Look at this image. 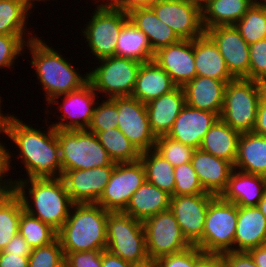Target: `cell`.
Masks as SVG:
<instances>
[{
    "mask_svg": "<svg viewBox=\"0 0 266 267\" xmlns=\"http://www.w3.org/2000/svg\"><path fill=\"white\" fill-rule=\"evenodd\" d=\"M258 208L266 217V191L264 192L262 199L258 203Z\"/></svg>",
    "mask_w": 266,
    "mask_h": 267,
    "instance_id": "obj_60",
    "label": "cell"
},
{
    "mask_svg": "<svg viewBox=\"0 0 266 267\" xmlns=\"http://www.w3.org/2000/svg\"><path fill=\"white\" fill-rule=\"evenodd\" d=\"M128 16L129 20L147 36L154 53L180 40L171 27L160 21L150 6L131 9Z\"/></svg>",
    "mask_w": 266,
    "mask_h": 267,
    "instance_id": "obj_30",
    "label": "cell"
},
{
    "mask_svg": "<svg viewBox=\"0 0 266 267\" xmlns=\"http://www.w3.org/2000/svg\"><path fill=\"white\" fill-rule=\"evenodd\" d=\"M266 191V177L234 169L220 197L240 207L258 206Z\"/></svg>",
    "mask_w": 266,
    "mask_h": 267,
    "instance_id": "obj_25",
    "label": "cell"
},
{
    "mask_svg": "<svg viewBox=\"0 0 266 267\" xmlns=\"http://www.w3.org/2000/svg\"><path fill=\"white\" fill-rule=\"evenodd\" d=\"M18 233L25 238L31 248L48 245L57 238L55 229L26 211L21 214Z\"/></svg>",
    "mask_w": 266,
    "mask_h": 267,
    "instance_id": "obj_37",
    "label": "cell"
},
{
    "mask_svg": "<svg viewBox=\"0 0 266 267\" xmlns=\"http://www.w3.org/2000/svg\"><path fill=\"white\" fill-rule=\"evenodd\" d=\"M185 105L184 90L178 86L146 104L149 126L156 138L168 135Z\"/></svg>",
    "mask_w": 266,
    "mask_h": 267,
    "instance_id": "obj_22",
    "label": "cell"
},
{
    "mask_svg": "<svg viewBox=\"0 0 266 267\" xmlns=\"http://www.w3.org/2000/svg\"><path fill=\"white\" fill-rule=\"evenodd\" d=\"M108 213L96 203L73 204L69 217L57 231L63 252L105 251Z\"/></svg>",
    "mask_w": 266,
    "mask_h": 267,
    "instance_id": "obj_4",
    "label": "cell"
},
{
    "mask_svg": "<svg viewBox=\"0 0 266 267\" xmlns=\"http://www.w3.org/2000/svg\"><path fill=\"white\" fill-rule=\"evenodd\" d=\"M254 0H206L201 4L204 30L235 25L253 5Z\"/></svg>",
    "mask_w": 266,
    "mask_h": 267,
    "instance_id": "obj_31",
    "label": "cell"
},
{
    "mask_svg": "<svg viewBox=\"0 0 266 267\" xmlns=\"http://www.w3.org/2000/svg\"><path fill=\"white\" fill-rule=\"evenodd\" d=\"M190 162L203 189L207 193L220 196L227 186L234 165L200 149L194 150Z\"/></svg>",
    "mask_w": 266,
    "mask_h": 267,
    "instance_id": "obj_21",
    "label": "cell"
},
{
    "mask_svg": "<svg viewBox=\"0 0 266 267\" xmlns=\"http://www.w3.org/2000/svg\"><path fill=\"white\" fill-rule=\"evenodd\" d=\"M106 250L133 264L147 261L143 223L124 212H109Z\"/></svg>",
    "mask_w": 266,
    "mask_h": 267,
    "instance_id": "obj_7",
    "label": "cell"
},
{
    "mask_svg": "<svg viewBox=\"0 0 266 267\" xmlns=\"http://www.w3.org/2000/svg\"><path fill=\"white\" fill-rule=\"evenodd\" d=\"M47 133L23 123L14 116L8 137L19 148V159L25 166L27 179L62 176L57 130L49 125Z\"/></svg>",
    "mask_w": 266,
    "mask_h": 267,
    "instance_id": "obj_1",
    "label": "cell"
},
{
    "mask_svg": "<svg viewBox=\"0 0 266 267\" xmlns=\"http://www.w3.org/2000/svg\"><path fill=\"white\" fill-rule=\"evenodd\" d=\"M171 195L145 181L133 194L124 213L143 222L170 209Z\"/></svg>",
    "mask_w": 266,
    "mask_h": 267,
    "instance_id": "obj_29",
    "label": "cell"
},
{
    "mask_svg": "<svg viewBox=\"0 0 266 267\" xmlns=\"http://www.w3.org/2000/svg\"><path fill=\"white\" fill-rule=\"evenodd\" d=\"M248 253L258 267H266V244L250 249Z\"/></svg>",
    "mask_w": 266,
    "mask_h": 267,
    "instance_id": "obj_56",
    "label": "cell"
},
{
    "mask_svg": "<svg viewBox=\"0 0 266 267\" xmlns=\"http://www.w3.org/2000/svg\"><path fill=\"white\" fill-rule=\"evenodd\" d=\"M261 97L266 101V80L260 81Z\"/></svg>",
    "mask_w": 266,
    "mask_h": 267,
    "instance_id": "obj_61",
    "label": "cell"
},
{
    "mask_svg": "<svg viewBox=\"0 0 266 267\" xmlns=\"http://www.w3.org/2000/svg\"><path fill=\"white\" fill-rule=\"evenodd\" d=\"M142 223L149 259L157 260L162 256L182 252L191 246L182 235L170 209L161 211Z\"/></svg>",
    "mask_w": 266,
    "mask_h": 267,
    "instance_id": "obj_11",
    "label": "cell"
},
{
    "mask_svg": "<svg viewBox=\"0 0 266 267\" xmlns=\"http://www.w3.org/2000/svg\"><path fill=\"white\" fill-rule=\"evenodd\" d=\"M102 267H133V263L125 261L105 250L102 251Z\"/></svg>",
    "mask_w": 266,
    "mask_h": 267,
    "instance_id": "obj_55",
    "label": "cell"
},
{
    "mask_svg": "<svg viewBox=\"0 0 266 267\" xmlns=\"http://www.w3.org/2000/svg\"><path fill=\"white\" fill-rule=\"evenodd\" d=\"M24 211L22 200L15 191L0 193V252L18 233Z\"/></svg>",
    "mask_w": 266,
    "mask_h": 267,
    "instance_id": "obj_34",
    "label": "cell"
},
{
    "mask_svg": "<svg viewBox=\"0 0 266 267\" xmlns=\"http://www.w3.org/2000/svg\"><path fill=\"white\" fill-rule=\"evenodd\" d=\"M228 82L197 75L182 87L186 104L195 109L220 115Z\"/></svg>",
    "mask_w": 266,
    "mask_h": 267,
    "instance_id": "obj_23",
    "label": "cell"
},
{
    "mask_svg": "<svg viewBox=\"0 0 266 267\" xmlns=\"http://www.w3.org/2000/svg\"><path fill=\"white\" fill-rule=\"evenodd\" d=\"M214 197L213 194L171 196L170 210L191 246H196L202 240L207 209Z\"/></svg>",
    "mask_w": 266,
    "mask_h": 267,
    "instance_id": "obj_15",
    "label": "cell"
},
{
    "mask_svg": "<svg viewBox=\"0 0 266 267\" xmlns=\"http://www.w3.org/2000/svg\"><path fill=\"white\" fill-rule=\"evenodd\" d=\"M178 87L197 76L194 56V39L179 40L155 52L154 59Z\"/></svg>",
    "mask_w": 266,
    "mask_h": 267,
    "instance_id": "obj_19",
    "label": "cell"
},
{
    "mask_svg": "<svg viewBox=\"0 0 266 267\" xmlns=\"http://www.w3.org/2000/svg\"><path fill=\"white\" fill-rule=\"evenodd\" d=\"M195 67L198 76L210 77L221 81H232L225 60L214 41L204 33L194 39Z\"/></svg>",
    "mask_w": 266,
    "mask_h": 267,
    "instance_id": "obj_28",
    "label": "cell"
},
{
    "mask_svg": "<svg viewBox=\"0 0 266 267\" xmlns=\"http://www.w3.org/2000/svg\"><path fill=\"white\" fill-rule=\"evenodd\" d=\"M98 94L88 82L81 89L61 95L63 111L61 121L51 124L56 130H82L87 129L93 116ZM64 96V97H63ZM97 96V97H96Z\"/></svg>",
    "mask_w": 266,
    "mask_h": 267,
    "instance_id": "obj_18",
    "label": "cell"
},
{
    "mask_svg": "<svg viewBox=\"0 0 266 267\" xmlns=\"http://www.w3.org/2000/svg\"><path fill=\"white\" fill-rule=\"evenodd\" d=\"M150 7L181 40H193L205 33L201 4L196 0H157Z\"/></svg>",
    "mask_w": 266,
    "mask_h": 267,
    "instance_id": "obj_13",
    "label": "cell"
},
{
    "mask_svg": "<svg viewBox=\"0 0 266 267\" xmlns=\"http://www.w3.org/2000/svg\"><path fill=\"white\" fill-rule=\"evenodd\" d=\"M205 33L217 45L230 74L235 79H248L249 44L241 37L235 25L212 27L206 29Z\"/></svg>",
    "mask_w": 266,
    "mask_h": 267,
    "instance_id": "obj_16",
    "label": "cell"
},
{
    "mask_svg": "<svg viewBox=\"0 0 266 267\" xmlns=\"http://www.w3.org/2000/svg\"><path fill=\"white\" fill-rule=\"evenodd\" d=\"M1 142V141H0ZM11 154L9 150L4 146V144L0 143V191L1 192H11L15 190L16 187V180L9 179L6 180L5 175L8 174V170H11L12 167L10 165L11 161ZM5 178L2 180V178ZM2 182V183H1Z\"/></svg>",
    "mask_w": 266,
    "mask_h": 267,
    "instance_id": "obj_48",
    "label": "cell"
},
{
    "mask_svg": "<svg viewBox=\"0 0 266 267\" xmlns=\"http://www.w3.org/2000/svg\"><path fill=\"white\" fill-rule=\"evenodd\" d=\"M102 2L96 6L92 18L82 31L89 50L97 60L116 55L120 31L129 20L128 12L113 8L107 1Z\"/></svg>",
    "mask_w": 266,
    "mask_h": 267,
    "instance_id": "obj_9",
    "label": "cell"
},
{
    "mask_svg": "<svg viewBox=\"0 0 266 267\" xmlns=\"http://www.w3.org/2000/svg\"><path fill=\"white\" fill-rule=\"evenodd\" d=\"M64 261L63 248L56 238L48 245L32 248L28 267H65Z\"/></svg>",
    "mask_w": 266,
    "mask_h": 267,
    "instance_id": "obj_42",
    "label": "cell"
},
{
    "mask_svg": "<svg viewBox=\"0 0 266 267\" xmlns=\"http://www.w3.org/2000/svg\"><path fill=\"white\" fill-rule=\"evenodd\" d=\"M154 150L176 167L190 162L195 149L166 135L156 138Z\"/></svg>",
    "mask_w": 266,
    "mask_h": 267,
    "instance_id": "obj_40",
    "label": "cell"
},
{
    "mask_svg": "<svg viewBox=\"0 0 266 267\" xmlns=\"http://www.w3.org/2000/svg\"><path fill=\"white\" fill-rule=\"evenodd\" d=\"M114 166L67 170L63 179L74 204L97 203L112 175Z\"/></svg>",
    "mask_w": 266,
    "mask_h": 267,
    "instance_id": "obj_17",
    "label": "cell"
},
{
    "mask_svg": "<svg viewBox=\"0 0 266 267\" xmlns=\"http://www.w3.org/2000/svg\"><path fill=\"white\" fill-rule=\"evenodd\" d=\"M237 218L238 206L215 196L207 209L202 240L196 246L206 253L234 251Z\"/></svg>",
    "mask_w": 266,
    "mask_h": 267,
    "instance_id": "obj_8",
    "label": "cell"
},
{
    "mask_svg": "<svg viewBox=\"0 0 266 267\" xmlns=\"http://www.w3.org/2000/svg\"><path fill=\"white\" fill-rule=\"evenodd\" d=\"M140 160L146 172V181L173 195L175 188L174 166L154 149L142 152Z\"/></svg>",
    "mask_w": 266,
    "mask_h": 267,
    "instance_id": "obj_35",
    "label": "cell"
},
{
    "mask_svg": "<svg viewBox=\"0 0 266 267\" xmlns=\"http://www.w3.org/2000/svg\"><path fill=\"white\" fill-rule=\"evenodd\" d=\"M118 109L117 128L142 153L154 149L156 137L149 126L146 104L132 96L111 98Z\"/></svg>",
    "mask_w": 266,
    "mask_h": 267,
    "instance_id": "obj_14",
    "label": "cell"
},
{
    "mask_svg": "<svg viewBox=\"0 0 266 267\" xmlns=\"http://www.w3.org/2000/svg\"><path fill=\"white\" fill-rule=\"evenodd\" d=\"M175 188L172 196L207 193L198 178L191 162L174 167Z\"/></svg>",
    "mask_w": 266,
    "mask_h": 267,
    "instance_id": "obj_41",
    "label": "cell"
},
{
    "mask_svg": "<svg viewBox=\"0 0 266 267\" xmlns=\"http://www.w3.org/2000/svg\"><path fill=\"white\" fill-rule=\"evenodd\" d=\"M239 136L238 131L219 118L204 136L199 149L234 165L237 158Z\"/></svg>",
    "mask_w": 266,
    "mask_h": 267,
    "instance_id": "obj_32",
    "label": "cell"
},
{
    "mask_svg": "<svg viewBox=\"0 0 266 267\" xmlns=\"http://www.w3.org/2000/svg\"><path fill=\"white\" fill-rule=\"evenodd\" d=\"M253 132L266 137V101L262 97L258 104V113Z\"/></svg>",
    "mask_w": 266,
    "mask_h": 267,
    "instance_id": "obj_54",
    "label": "cell"
},
{
    "mask_svg": "<svg viewBox=\"0 0 266 267\" xmlns=\"http://www.w3.org/2000/svg\"><path fill=\"white\" fill-rule=\"evenodd\" d=\"M94 108L93 116L87 130L97 134L118 126V109L116 103L108 98Z\"/></svg>",
    "mask_w": 266,
    "mask_h": 267,
    "instance_id": "obj_43",
    "label": "cell"
},
{
    "mask_svg": "<svg viewBox=\"0 0 266 267\" xmlns=\"http://www.w3.org/2000/svg\"><path fill=\"white\" fill-rule=\"evenodd\" d=\"M195 267H225L222 253H206L195 246Z\"/></svg>",
    "mask_w": 266,
    "mask_h": 267,
    "instance_id": "obj_49",
    "label": "cell"
},
{
    "mask_svg": "<svg viewBox=\"0 0 266 267\" xmlns=\"http://www.w3.org/2000/svg\"><path fill=\"white\" fill-rule=\"evenodd\" d=\"M65 267H102V251L64 252Z\"/></svg>",
    "mask_w": 266,
    "mask_h": 267,
    "instance_id": "obj_46",
    "label": "cell"
},
{
    "mask_svg": "<svg viewBox=\"0 0 266 267\" xmlns=\"http://www.w3.org/2000/svg\"><path fill=\"white\" fill-rule=\"evenodd\" d=\"M266 244V217L258 206H238L234 251L248 252Z\"/></svg>",
    "mask_w": 266,
    "mask_h": 267,
    "instance_id": "obj_24",
    "label": "cell"
},
{
    "mask_svg": "<svg viewBox=\"0 0 266 267\" xmlns=\"http://www.w3.org/2000/svg\"><path fill=\"white\" fill-rule=\"evenodd\" d=\"M234 169L266 177V137L255 132L241 133Z\"/></svg>",
    "mask_w": 266,
    "mask_h": 267,
    "instance_id": "obj_27",
    "label": "cell"
},
{
    "mask_svg": "<svg viewBox=\"0 0 266 267\" xmlns=\"http://www.w3.org/2000/svg\"><path fill=\"white\" fill-rule=\"evenodd\" d=\"M116 56L144 63L153 60L155 53L147 36L132 21L128 20L120 31Z\"/></svg>",
    "mask_w": 266,
    "mask_h": 267,
    "instance_id": "obj_33",
    "label": "cell"
},
{
    "mask_svg": "<svg viewBox=\"0 0 266 267\" xmlns=\"http://www.w3.org/2000/svg\"><path fill=\"white\" fill-rule=\"evenodd\" d=\"M15 2H18L20 5H22L29 13L34 6L33 4H35L36 1L39 0H14ZM42 1V0H40ZM45 2V0H43Z\"/></svg>",
    "mask_w": 266,
    "mask_h": 267,
    "instance_id": "obj_58",
    "label": "cell"
},
{
    "mask_svg": "<svg viewBox=\"0 0 266 267\" xmlns=\"http://www.w3.org/2000/svg\"><path fill=\"white\" fill-rule=\"evenodd\" d=\"M133 267H158L156 260L148 259L142 263L133 264Z\"/></svg>",
    "mask_w": 266,
    "mask_h": 267,
    "instance_id": "obj_59",
    "label": "cell"
},
{
    "mask_svg": "<svg viewBox=\"0 0 266 267\" xmlns=\"http://www.w3.org/2000/svg\"><path fill=\"white\" fill-rule=\"evenodd\" d=\"M176 87L169 74L151 60L141 64L131 96L147 104Z\"/></svg>",
    "mask_w": 266,
    "mask_h": 267,
    "instance_id": "obj_26",
    "label": "cell"
},
{
    "mask_svg": "<svg viewBox=\"0 0 266 267\" xmlns=\"http://www.w3.org/2000/svg\"><path fill=\"white\" fill-rule=\"evenodd\" d=\"M241 37L250 45L266 38V6L253 3L235 24Z\"/></svg>",
    "mask_w": 266,
    "mask_h": 267,
    "instance_id": "obj_38",
    "label": "cell"
},
{
    "mask_svg": "<svg viewBox=\"0 0 266 267\" xmlns=\"http://www.w3.org/2000/svg\"><path fill=\"white\" fill-rule=\"evenodd\" d=\"M32 251L23 236L17 233L10 242L5 246L2 252L11 254H21L22 256H29Z\"/></svg>",
    "mask_w": 266,
    "mask_h": 267,
    "instance_id": "obj_51",
    "label": "cell"
},
{
    "mask_svg": "<svg viewBox=\"0 0 266 267\" xmlns=\"http://www.w3.org/2000/svg\"><path fill=\"white\" fill-rule=\"evenodd\" d=\"M28 15L29 12L18 2L0 0V34L25 35Z\"/></svg>",
    "mask_w": 266,
    "mask_h": 267,
    "instance_id": "obj_39",
    "label": "cell"
},
{
    "mask_svg": "<svg viewBox=\"0 0 266 267\" xmlns=\"http://www.w3.org/2000/svg\"><path fill=\"white\" fill-rule=\"evenodd\" d=\"M158 267H195V246L156 260Z\"/></svg>",
    "mask_w": 266,
    "mask_h": 267,
    "instance_id": "obj_47",
    "label": "cell"
},
{
    "mask_svg": "<svg viewBox=\"0 0 266 267\" xmlns=\"http://www.w3.org/2000/svg\"><path fill=\"white\" fill-rule=\"evenodd\" d=\"M261 99L260 82L245 78L229 81L220 114L226 124L241 133L252 132Z\"/></svg>",
    "mask_w": 266,
    "mask_h": 267,
    "instance_id": "obj_6",
    "label": "cell"
},
{
    "mask_svg": "<svg viewBox=\"0 0 266 267\" xmlns=\"http://www.w3.org/2000/svg\"><path fill=\"white\" fill-rule=\"evenodd\" d=\"M146 181L141 160L116 163L97 203L108 212H124L132 194Z\"/></svg>",
    "mask_w": 266,
    "mask_h": 267,
    "instance_id": "obj_12",
    "label": "cell"
},
{
    "mask_svg": "<svg viewBox=\"0 0 266 267\" xmlns=\"http://www.w3.org/2000/svg\"><path fill=\"white\" fill-rule=\"evenodd\" d=\"M20 179L16 180L14 191L21 198L24 210L58 231L69 217L74 204L63 179L61 177ZM27 184L31 185L28 188V195H30L28 197H32L31 200L26 196Z\"/></svg>",
    "mask_w": 266,
    "mask_h": 267,
    "instance_id": "obj_3",
    "label": "cell"
},
{
    "mask_svg": "<svg viewBox=\"0 0 266 267\" xmlns=\"http://www.w3.org/2000/svg\"><path fill=\"white\" fill-rule=\"evenodd\" d=\"M199 4H202L206 0H196Z\"/></svg>",
    "mask_w": 266,
    "mask_h": 267,
    "instance_id": "obj_63",
    "label": "cell"
},
{
    "mask_svg": "<svg viewBox=\"0 0 266 267\" xmlns=\"http://www.w3.org/2000/svg\"><path fill=\"white\" fill-rule=\"evenodd\" d=\"M222 254L225 267H258L248 252L229 251Z\"/></svg>",
    "mask_w": 266,
    "mask_h": 267,
    "instance_id": "obj_50",
    "label": "cell"
},
{
    "mask_svg": "<svg viewBox=\"0 0 266 267\" xmlns=\"http://www.w3.org/2000/svg\"><path fill=\"white\" fill-rule=\"evenodd\" d=\"M248 79L266 80V38L249 45Z\"/></svg>",
    "mask_w": 266,
    "mask_h": 267,
    "instance_id": "obj_45",
    "label": "cell"
},
{
    "mask_svg": "<svg viewBox=\"0 0 266 267\" xmlns=\"http://www.w3.org/2000/svg\"><path fill=\"white\" fill-rule=\"evenodd\" d=\"M101 145L115 163L135 162L141 153L117 127L96 134Z\"/></svg>",
    "mask_w": 266,
    "mask_h": 267,
    "instance_id": "obj_36",
    "label": "cell"
},
{
    "mask_svg": "<svg viewBox=\"0 0 266 267\" xmlns=\"http://www.w3.org/2000/svg\"><path fill=\"white\" fill-rule=\"evenodd\" d=\"M62 174L67 170L115 166L95 133L87 130H57Z\"/></svg>",
    "mask_w": 266,
    "mask_h": 267,
    "instance_id": "obj_5",
    "label": "cell"
},
{
    "mask_svg": "<svg viewBox=\"0 0 266 267\" xmlns=\"http://www.w3.org/2000/svg\"><path fill=\"white\" fill-rule=\"evenodd\" d=\"M2 98V97H0ZM1 99H0V133H4L6 135V137L8 136L9 133V125L10 122L12 120V118L14 117L13 115H3V111L1 110Z\"/></svg>",
    "mask_w": 266,
    "mask_h": 267,
    "instance_id": "obj_57",
    "label": "cell"
},
{
    "mask_svg": "<svg viewBox=\"0 0 266 267\" xmlns=\"http://www.w3.org/2000/svg\"><path fill=\"white\" fill-rule=\"evenodd\" d=\"M254 3L266 6V0H262V1L254 0Z\"/></svg>",
    "mask_w": 266,
    "mask_h": 267,
    "instance_id": "obj_62",
    "label": "cell"
},
{
    "mask_svg": "<svg viewBox=\"0 0 266 267\" xmlns=\"http://www.w3.org/2000/svg\"><path fill=\"white\" fill-rule=\"evenodd\" d=\"M29 38L25 35H3L0 34V68H10L14 62V60L20 56L19 54L23 53V49L25 48L28 41L36 38L32 34Z\"/></svg>",
    "mask_w": 266,
    "mask_h": 267,
    "instance_id": "obj_44",
    "label": "cell"
},
{
    "mask_svg": "<svg viewBox=\"0 0 266 267\" xmlns=\"http://www.w3.org/2000/svg\"><path fill=\"white\" fill-rule=\"evenodd\" d=\"M113 8L129 12L131 9L137 7H148L151 3H154L157 0H105Z\"/></svg>",
    "mask_w": 266,
    "mask_h": 267,
    "instance_id": "obj_53",
    "label": "cell"
},
{
    "mask_svg": "<svg viewBox=\"0 0 266 267\" xmlns=\"http://www.w3.org/2000/svg\"><path fill=\"white\" fill-rule=\"evenodd\" d=\"M26 47L31 52V64L47 94L45 100L51 104L50 106L56 104L61 95L81 89L88 83V73L84 74V77L81 76L72 67V63L67 62L62 54L58 53L54 47L48 46L39 37L28 41Z\"/></svg>",
    "mask_w": 266,
    "mask_h": 267,
    "instance_id": "obj_2",
    "label": "cell"
},
{
    "mask_svg": "<svg viewBox=\"0 0 266 267\" xmlns=\"http://www.w3.org/2000/svg\"><path fill=\"white\" fill-rule=\"evenodd\" d=\"M219 118L220 115L217 113L195 109L186 104L167 136L194 149H199L204 136Z\"/></svg>",
    "mask_w": 266,
    "mask_h": 267,
    "instance_id": "obj_20",
    "label": "cell"
},
{
    "mask_svg": "<svg viewBox=\"0 0 266 267\" xmlns=\"http://www.w3.org/2000/svg\"><path fill=\"white\" fill-rule=\"evenodd\" d=\"M98 61L99 67L88 73L94 91L107 98L131 96L142 63L116 55Z\"/></svg>",
    "mask_w": 266,
    "mask_h": 267,
    "instance_id": "obj_10",
    "label": "cell"
},
{
    "mask_svg": "<svg viewBox=\"0 0 266 267\" xmlns=\"http://www.w3.org/2000/svg\"><path fill=\"white\" fill-rule=\"evenodd\" d=\"M29 256L0 252V267H28Z\"/></svg>",
    "mask_w": 266,
    "mask_h": 267,
    "instance_id": "obj_52",
    "label": "cell"
}]
</instances>
